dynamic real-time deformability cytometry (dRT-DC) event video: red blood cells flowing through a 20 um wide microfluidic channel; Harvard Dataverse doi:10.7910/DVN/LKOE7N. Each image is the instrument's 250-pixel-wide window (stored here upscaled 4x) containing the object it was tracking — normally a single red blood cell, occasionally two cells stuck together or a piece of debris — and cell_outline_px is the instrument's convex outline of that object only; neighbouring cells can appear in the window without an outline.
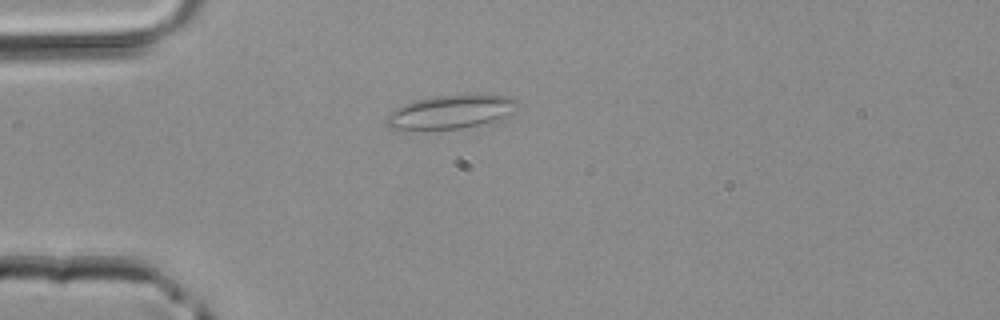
{"species": "common noctule bat (a hibernating species)", "species_latin": "Nyctalus noctula", "temperature_condition": "room temperature", "stored_images_in_passage": 37, "camera_frame_rate_fps": 3000, "um_per_image_px": 0.085, "animal": {"sex": "male", "body_mass_g": 20.4}, "frame": {"image": 1, "passage_image": 4, "time_ms": 1.0, "image_size_px": [1000, 320], "cell_outline_px": [[520, 104], [512, 112], [500, 120], [460, 128], [388, 128], [384, 124], [384, 120], [388, 112], [404, 104], [436, 96], [476, 92], [516, 96]], "centroid_in_image_um": [38.43, 9.45], "position_along_channel_um": 46.6, "area_um2": 26.18}}
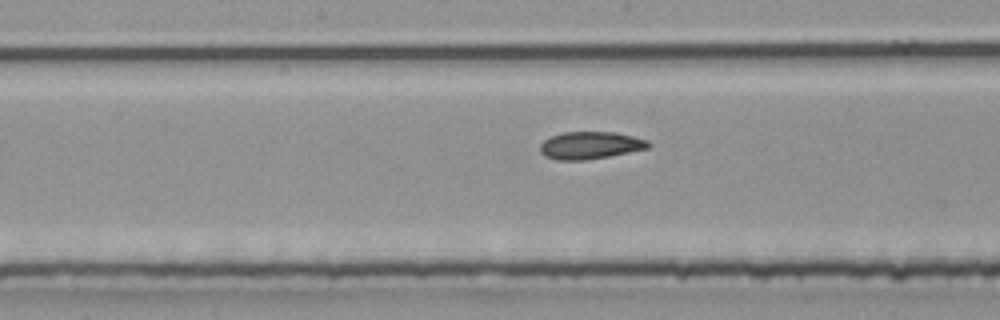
{"frame": {"image": 2, "passage_image": 15, "time_ms": 4.667, "image_size_px": [1000, 320], "cell_outline_px": [[652, 144], [648, 148], [608, 156], [584, 160], [556, 160], [544, 156], [540, 152], [540, 144], [544, 140], [552, 136], [564, 132], [616, 132], [648, 140]], "centroid_in_image_um": [50.16, 12.35], "position_along_channel_um": 198.0, "area_um2": 17.22}}
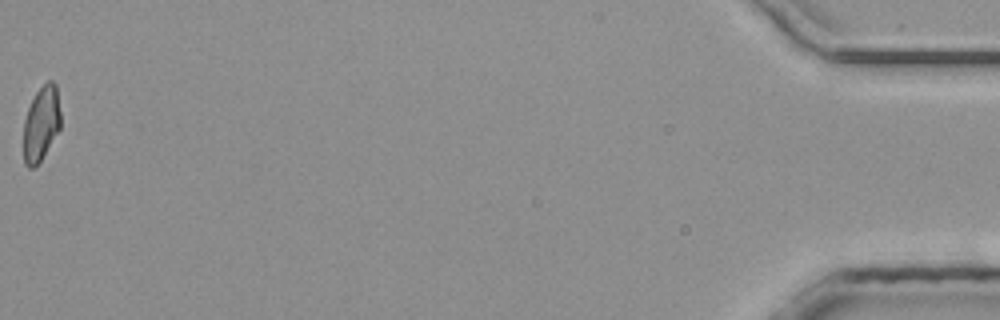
{"frame": {"image": 3, "passage_image": 37, "time_ms": 12.0, "image_size_px": [1000, 320], "cell_outline_px": [[60, 128], [40, 160], [32, 168], [28, 168], [24, 164], [24, 120], [28, 108], [36, 92], [48, 80], [52, 80], [56, 84], [60, 112]], "centroid_in_image_um": [3.5, 10.48], "position_along_channel_um": 431.7, "area_um2": 15.9}}